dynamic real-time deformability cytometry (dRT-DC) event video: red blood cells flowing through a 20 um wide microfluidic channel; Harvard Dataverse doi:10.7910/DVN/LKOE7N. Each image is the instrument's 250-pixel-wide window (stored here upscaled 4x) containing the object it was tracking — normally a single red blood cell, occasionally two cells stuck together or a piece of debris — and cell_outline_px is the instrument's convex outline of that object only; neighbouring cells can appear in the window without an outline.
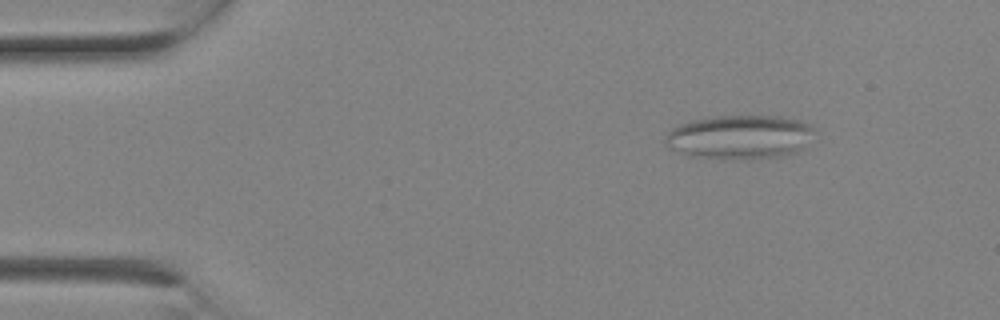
{"species": "Egyptian fruit bat (a non-hibernating species)", "species_latin": "Rousettus aegyptiacus", "temperature_condition": "room temperature", "stored_images_in_passage": 2, "camera_frame_rate_fps": 3000, "um_per_image_px": 0.085, "animal": {"sex": "female"}, "frame": {"image": 1, "passage_image": 1, "time_ms": 0.0, "image_size_px": [1000, 320], "cell_outline_px": [[816, 132], [796, 152], [780, 156], [748, 160], [688, 156], [664, 144], [664, 136], [672, 128], [680, 124], [692, 120], [712, 116], [780, 116], [800, 120], [816, 128]], "centroid_in_image_um": [62.86, 11.64], "position_along_channel_um": 22.1, "area_um2": 38.44}}